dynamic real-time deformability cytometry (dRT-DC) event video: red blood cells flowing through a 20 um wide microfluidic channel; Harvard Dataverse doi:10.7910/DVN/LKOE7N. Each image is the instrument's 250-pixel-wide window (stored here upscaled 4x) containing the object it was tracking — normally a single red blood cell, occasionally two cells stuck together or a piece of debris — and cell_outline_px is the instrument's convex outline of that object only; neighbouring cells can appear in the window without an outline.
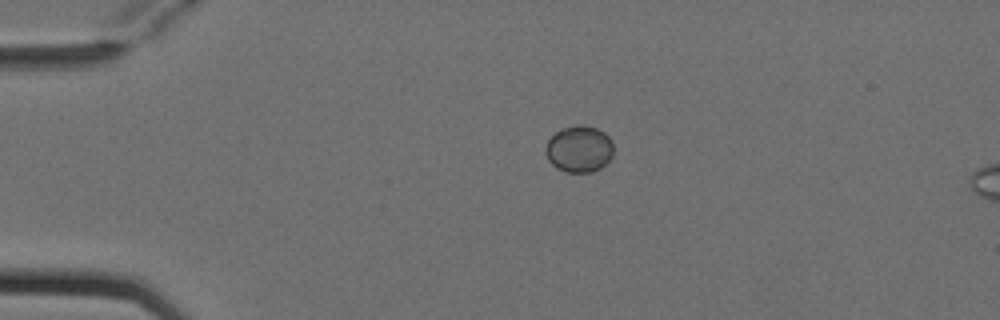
{"species": "Egyptian fruit bat (a non-hibernating species)", "species_latin": "Rousettus aegyptiacus", "temperature_condition": "cold", "stored_images_in_passage": 3, "camera_frame_rate_fps": 3000, "um_per_image_px": 0.085, "animal": {"sex": "female"}, "frame": {"image": 1, "passage_image": 1, "time_ms": 0.0, "image_size_px": [1000, 320], "cell_outline_px": [[612, 156], [600, 168], [592, 172], [568, 172], [556, 168], [548, 160], [544, 152], [544, 148], [548, 140], [556, 132], [564, 128], [576, 124], [584, 124], [596, 128], [604, 132], [612, 140]], "centroid_in_image_um": [49.21, 12.65], "position_along_channel_um": 35.8, "area_um2": 18.5}}